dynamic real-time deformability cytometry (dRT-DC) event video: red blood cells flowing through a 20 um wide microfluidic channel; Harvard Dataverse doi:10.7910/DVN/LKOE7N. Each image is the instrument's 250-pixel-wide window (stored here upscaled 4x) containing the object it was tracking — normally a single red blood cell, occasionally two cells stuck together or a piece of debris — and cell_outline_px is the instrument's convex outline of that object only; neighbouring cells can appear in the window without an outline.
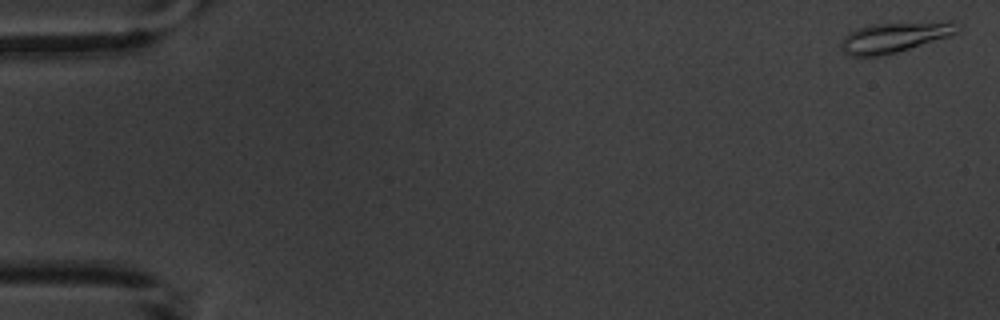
{"species": "common noctule bat (a hibernating species)", "species_latin": "Nyctalus noctula", "temperature_condition": "warm", "stored_images_in_passage": 8, "camera_frame_rate_fps": 3000, "um_per_image_px": 0.085, "animal": {"sex": "male", "body_mass_g": 20.1, "forearm_length_mm": 53.5}, "frame": {"image": 1, "passage_image": 1, "time_ms": 0.0, "image_size_px": [1000, 320], "cell_outline_px": [[956, 32], [948, 36], [896, 52], [880, 56], [852, 56], [844, 52], [840, 48], [840, 44], [844, 36], [848, 32], [872, 24], [952, 24]], "centroid_in_image_um": [75.78, 3.23], "position_along_channel_um": 9.2, "area_um2": 18.96}}
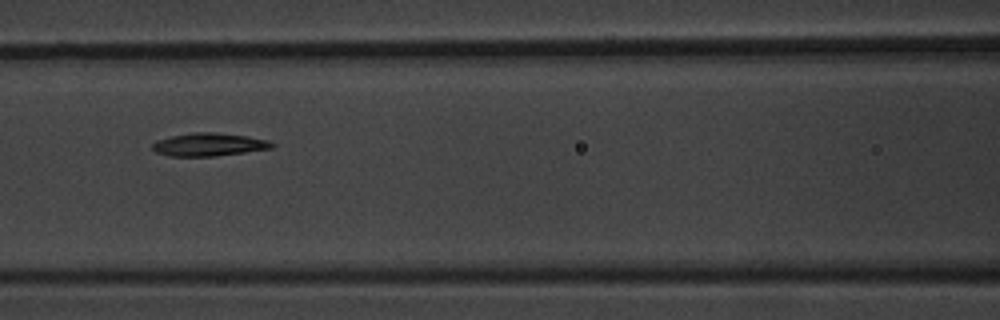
{"frame": {"image": 2, "passage_image": 7, "time_ms": 8.0, "image_size_px": [1000, 320], "cell_outline_px": [[276, 144], [272, 148], [216, 156], [168, 156], [156, 152], [152, 148], [152, 144], [156, 140], [172, 136], [192, 132], [216, 132], [248, 136], [268, 140]], "centroid_in_image_um": [17.76, 12.28], "position_along_channel_um": 148.8, "area_um2": 16.07}}
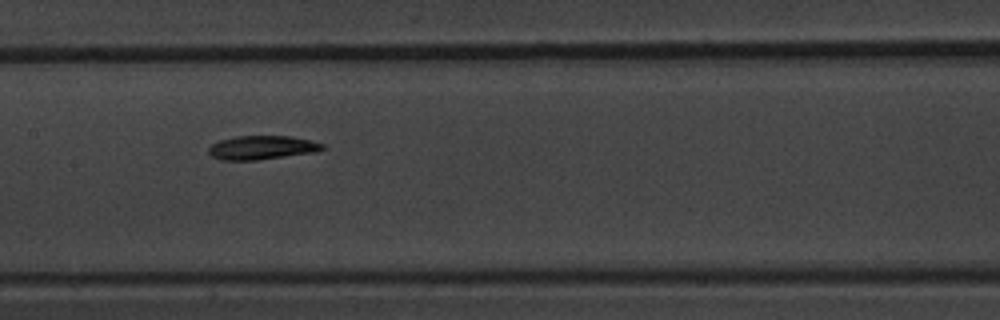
{"frame": {"image": 3, "passage_image": 8, "time_ms": 9.0, "image_size_px": [1000, 320], "cell_outline_px": [[324, 148], [316, 152], [256, 160], [220, 160], [212, 156], [208, 152], [208, 148], [212, 144], [220, 140], [236, 136], [292, 136], [312, 140], [324, 144]], "centroid_in_image_um": [22.27, 12.54], "position_along_channel_um": 185.1, "area_um2": 15.84}}